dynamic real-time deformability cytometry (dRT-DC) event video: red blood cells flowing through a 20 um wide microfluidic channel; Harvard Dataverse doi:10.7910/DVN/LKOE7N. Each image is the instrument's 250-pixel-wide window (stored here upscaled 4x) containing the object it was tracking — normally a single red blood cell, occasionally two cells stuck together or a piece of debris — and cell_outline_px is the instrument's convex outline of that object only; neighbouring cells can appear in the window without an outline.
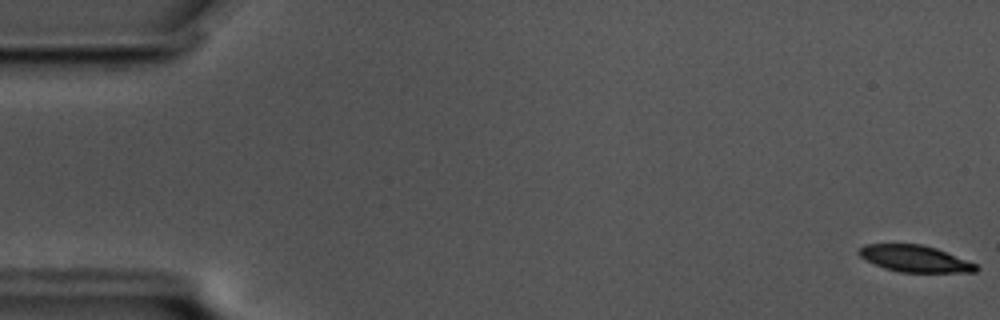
{"species": "common noctule bat (a hibernating species)", "species_latin": "Nyctalus noctula", "temperature_condition": "cold", "stored_images_in_passage": 13, "camera_frame_rate_fps": 3000, "um_per_image_px": 0.085, "animal": {"sex": "male", "body_mass_g": 17.5, "forearm_length_mm": 52.3}, "frame": {"image": 1, "passage_image": 1, "time_ms": 0.0, "image_size_px": [1000, 320], "cell_outline_px": [[980, 268], [976, 272], [900, 272], [884, 268], [864, 260], [856, 252], [864, 244], [920, 244], [936, 248], [976, 264]], "centroid_in_image_um": [77.73, 21.99], "position_along_channel_um": 7.3, "area_um2": 18.15}}